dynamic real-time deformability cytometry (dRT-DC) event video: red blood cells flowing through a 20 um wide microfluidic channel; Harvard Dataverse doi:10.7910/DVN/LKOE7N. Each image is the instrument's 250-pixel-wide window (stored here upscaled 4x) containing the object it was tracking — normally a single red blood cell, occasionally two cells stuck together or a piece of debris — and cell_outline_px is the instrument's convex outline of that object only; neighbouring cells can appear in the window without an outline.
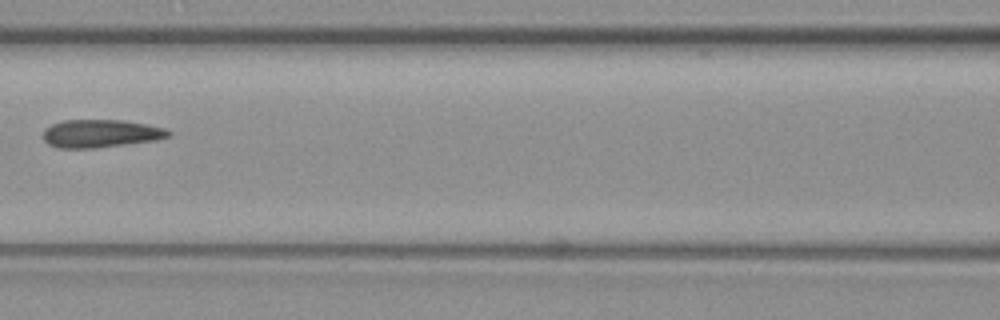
{"species": "common noctule bat (a hibernating species)", "species_latin": "Nyctalus noctula", "temperature_condition": "warm", "stored_images_in_passage": 3, "camera_frame_rate_fps": 3000, "um_per_image_px": 0.085, "animal": {"sex": "female", "body_mass_g": 19.3, "forearm_length_mm": 54.1}, "frame": {"image": 1, "passage_image": 3, "time_ms": 0.667, "image_size_px": [1000, 320], "cell_outline_px": [[172, 132], [168, 136], [156, 140], [96, 148], [56, 148], [48, 144], [44, 140], [44, 128], [52, 124], [64, 120], [124, 120], [148, 124], [164, 128]], "centroid_in_image_um": [8.54, 11.35], "position_along_channel_um": 158.1, "area_um2": 20.46}}